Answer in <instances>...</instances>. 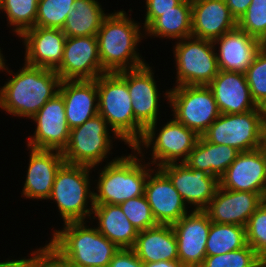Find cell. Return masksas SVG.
Segmentation results:
<instances>
[{"label": "cell", "instance_id": "obj_1", "mask_svg": "<svg viewBox=\"0 0 266 267\" xmlns=\"http://www.w3.org/2000/svg\"><path fill=\"white\" fill-rule=\"evenodd\" d=\"M9 77L0 86V110L10 116L30 120L45 103L59 93L60 76L55 70L34 67L22 63L13 71L7 65Z\"/></svg>", "mask_w": 266, "mask_h": 267}, {"label": "cell", "instance_id": "obj_2", "mask_svg": "<svg viewBox=\"0 0 266 267\" xmlns=\"http://www.w3.org/2000/svg\"><path fill=\"white\" fill-rule=\"evenodd\" d=\"M127 12L123 8L109 12L96 34L101 65L107 73L135 69L148 63L138 48L145 40L144 28L141 21L132 17V8Z\"/></svg>", "mask_w": 266, "mask_h": 267}, {"label": "cell", "instance_id": "obj_3", "mask_svg": "<svg viewBox=\"0 0 266 267\" xmlns=\"http://www.w3.org/2000/svg\"><path fill=\"white\" fill-rule=\"evenodd\" d=\"M130 149L131 153H123L116 160L100 165V169L93 167V176L97 178L93 177L94 204L119 205L144 195L147 177L154 167L133 147Z\"/></svg>", "mask_w": 266, "mask_h": 267}, {"label": "cell", "instance_id": "obj_4", "mask_svg": "<svg viewBox=\"0 0 266 267\" xmlns=\"http://www.w3.org/2000/svg\"><path fill=\"white\" fill-rule=\"evenodd\" d=\"M51 227L54 230L47 241L74 267H108L119 250L93 222H68L58 229Z\"/></svg>", "mask_w": 266, "mask_h": 267}, {"label": "cell", "instance_id": "obj_5", "mask_svg": "<svg viewBox=\"0 0 266 267\" xmlns=\"http://www.w3.org/2000/svg\"><path fill=\"white\" fill-rule=\"evenodd\" d=\"M93 168L64 162L56 173L51 194L63 223L90 221L94 208Z\"/></svg>", "mask_w": 266, "mask_h": 267}, {"label": "cell", "instance_id": "obj_6", "mask_svg": "<svg viewBox=\"0 0 266 267\" xmlns=\"http://www.w3.org/2000/svg\"><path fill=\"white\" fill-rule=\"evenodd\" d=\"M98 114L108 122L126 147H134L145 129L135 120L127 83L116 73H104L96 78Z\"/></svg>", "mask_w": 266, "mask_h": 267}, {"label": "cell", "instance_id": "obj_7", "mask_svg": "<svg viewBox=\"0 0 266 267\" xmlns=\"http://www.w3.org/2000/svg\"><path fill=\"white\" fill-rule=\"evenodd\" d=\"M166 121L161 124L158 120L148 126L141 140L133 147L154 168L184 163L200 137L173 117Z\"/></svg>", "mask_w": 266, "mask_h": 267}, {"label": "cell", "instance_id": "obj_8", "mask_svg": "<svg viewBox=\"0 0 266 267\" xmlns=\"http://www.w3.org/2000/svg\"><path fill=\"white\" fill-rule=\"evenodd\" d=\"M117 141L123 142L110 128L108 122L97 114L82 125L70 129L69 141L62 155L66 163L93 168L119 157V155L111 157L114 155L112 149L116 146L113 143Z\"/></svg>", "mask_w": 266, "mask_h": 267}, {"label": "cell", "instance_id": "obj_9", "mask_svg": "<svg viewBox=\"0 0 266 267\" xmlns=\"http://www.w3.org/2000/svg\"><path fill=\"white\" fill-rule=\"evenodd\" d=\"M172 43L177 86H208L219 67L213 41L188 37Z\"/></svg>", "mask_w": 266, "mask_h": 267}, {"label": "cell", "instance_id": "obj_10", "mask_svg": "<svg viewBox=\"0 0 266 267\" xmlns=\"http://www.w3.org/2000/svg\"><path fill=\"white\" fill-rule=\"evenodd\" d=\"M265 124L266 109L220 114L202 137L212 144L234 147L239 152L251 151L260 148Z\"/></svg>", "mask_w": 266, "mask_h": 267}, {"label": "cell", "instance_id": "obj_11", "mask_svg": "<svg viewBox=\"0 0 266 267\" xmlns=\"http://www.w3.org/2000/svg\"><path fill=\"white\" fill-rule=\"evenodd\" d=\"M153 69H155L154 66L146 63L135 69L116 72L127 83L134 118L144 129L158 120L163 121L160 119L162 117L160 109L165 101L169 104L170 89L160 90L162 88L158 85L161 83H157L160 82L157 78L159 76L157 74L155 76L156 71ZM162 97L163 99H161ZM161 102L163 105L160 104Z\"/></svg>", "mask_w": 266, "mask_h": 267}, {"label": "cell", "instance_id": "obj_12", "mask_svg": "<svg viewBox=\"0 0 266 267\" xmlns=\"http://www.w3.org/2000/svg\"><path fill=\"white\" fill-rule=\"evenodd\" d=\"M169 105V106H168ZM170 116L199 136L219 117L212 90L208 86H177L170 88Z\"/></svg>", "mask_w": 266, "mask_h": 267}, {"label": "cell", "instance_id": "obj_13", "mask_svg": "<svg viewBox=\"0 0 266 267\" xmlns=\"http://www.w3.org/2000/svg\"><path fill=\"white\" fill-rule=\"evenodd\" d=\"M30 120L35 124V130L25 138L26 147L63 152L69 141L70 128L66 121L65 104L60 93L49 99Z\"/></svg>", "mask_w": 266, "mask_h": 267}, {"label": "cell", "instance_id": "obj_14", "mask_svg": "<svg viewBox=\"0 0 266 267\" xmlns=\"http://www.w3.org/2000/svg\"><path fill=\"white\" fill-rule=\"evenodd\" d=\"M159 169L169 178L190 210H205L220 186L219 178L206 171L190 169L184 163L166 164Z\"/></svg>", "mask_w": 266, "mask_h": 267}, {"label": "cell", "instance_id": "obj_15", "mask_svg": "<svg viewBox=\"0 0 266 267\" xmlns=\"http://www.w3.org/2000/svg\"><path fill=\"white\" fill-rule=\"evenodd\" d=\"M55 72L61 80H95L107 73L101 65L96 35L66 37L63 59Z\"/></svg>", "mask_w": 266, "mask_h": 267}, {"label": "cell", "instance_id": "obj_16", "mask_svg": "<svg viewBox=\"0 0 266 267\" xmlns=\"http://www.w3.org/2000/svg\"><path fill=\"white\" fill-rule=\"evenodd\" d=\"M211 221L204 210H191L172 225L176 235L178 260L185 267H200L206 257Z\"/></svg>", "mask_w": 266, "mask_h": 267}, {"label": "cell", "instance_id": "obj_17", "mask_svg": "<svg viewBox=\"0 0 266 267\" xmlns=\"http://www.w3.org/2000/svg\"><path fill=\"white\" fill-rule=\"evenodd\" d=\"M18 40L24 47L21 52L25 64L50 70L60 66L66 40L62 29L35 26L25 30Z\"/></svg>", "mask_w": 266, "mask_h": 267}, {"label": "cell", "instance_id": "obj_18", "mask_svg": "<svg viewBox=\"0 0 266 267\" xmlns=\"http://www.w3.org/2000/svg\"><path fill=\"white\" fill-rule=\"evenodd\" d=\"M28 150V166L25 180L22 182L21 197L37 202L48 200L54 184L57 171L65 162L62 152L56 150H42L25 148Z\"/></svg>", "mask_w": 266, "mask_h": 267}, {"label": "cell", "instance_id": "obj_19", "mask_svg": "<svg viewBox=\"0 0 266 267\" xmlns=\"http://www.w3.org/2000/svg\"><path fill=\"white\" fill-rule=\"evenodd\" d=\"M144 196L158 224L173 225L191 211L172 182L159 168H154L149 173Z\"/></svg>", "mask_w": 266, "mask_h": 267}, {"label": "cell", "instance_id": "obj_20", "mask_svg": "<svg viewBox=\"0 0 266 267\" xmlns=\"http://www.w3.org/2000/svg\"><path fill=\"white\" fill-rule=\"evenodd\" d=\"M220 187L233 191H248L265 196L266 157L260 148L239 152L219 179Z\"/></svg>", "mask_w": 266, "mask_h": 267}, {"label": "cell", "instance_id": "obj_21", "mask_svg": "<svg viewBox=\"0 0 266 267\" xmlns=\"http://www.w3.org/2000/svg\"><path fill=\"white\" fill-rule=\"evenodd\" d=\"M263 196L248 191H233L219 186L204 210L211 222L246 226L251 215L262 204Z\"/></svg>", "mask_w": 266, "mask_h": 267}, {"label": "cell", "instance_id": "obj_22", "mask_svg": "<svg viewBox=\"0 0 266 267\" xmlns=\"http://www.w3.org/2000/svg\"><path fill=\"white\" fill-rule=\"evenodd\" d=\"M208 87L220 114H241L258 107L253 101L245 73L219 70Z\"/></svg>", "mask_w": 266, "mask_h": 267}, {"label": "cell", "instance_id": "obj_23", "mask_svg": "<svg viewBox=\"0 0 266 267\" xmlns=\"http://www.w3.org/2000/svg\"><path fill=\"white\" fill-rule=\"evenodd\" d=\"M219 70L245 73L263 43L238 27L213 41Z\"/></svg>", "mask_w": 266, "mask_h": 267}, {"label": "cell", "instance_id": "obj_24", "mask_svg": "<svg viewBox=\"0 0 266 267\" xmlns=\"http://www.w3.org/2000/svg\"><path fill=\"white\" fill-rule=\"evenodd\" d=\"M192 37L214 41L237 28V20L224 0H193Z\"/></svg>", "mask_w": 266, "mask_h": 267}, {"label": "cell", "instance_id": "obj_25", "mask_svg": "<svg viewBox=\"0 0 266 267\" xmlns=\"http://www.w3.org/2000/svg\"><path fill=\"white\" fill-rule=\"evenodd\" d=\"M59 93L64 100L66 121L70 129L98 114L96 79L62 80Z\"/></svg>", "mask_w": 266, "mask_h": 267}, {"label": "cell", "instance_id": "obj_26", "mask_svg": "<svg viewBox=\"0 0 266 267\" xmlns=\"http://www.w3.org/2000/svg\"><path fill=\"white\" fill-rule=\"evenodd\" d=\"M96 221V224H95ZM90 222L119 249H132L138 230L118 204H94Z\"/></svg>", "mask_w": 266, "mask_h": 267}, {"label": "cell", "instance_id": "obj_27", "mask_svg": "<svg viewBox=\"0 0 266 267\" xmlns=\"http://www.w3.org/2000/svg\"><path fill=\"white\" fill-rule=\"evenodd\" d=\"M132 250L143 263L178 260L176 235L172 225L158 224L139 231Z\"/></svg>", "mask_w": 266, "mask_h": 267}, {"label": "cell", "instance_id": "obj_28", "mask_svg": "<svg viewBox=\"0 0 266 267\" xmlns=\"http://www.w3.org/2000/svg\"><path fill=\"white\" fill-rule=\"evenodd\" d=\"M238 154L234 147L212 144L200 136L184 164L220 179Z\"/></svg>", "mask_w": 266, "mask_h": 267}, {"label": "cell", "instance_id": "obj_29", "mask_svg": "<svg viewBox=\"0 0 266 267\" xmlns=\"http://www.w3.org/2000/svg\"><path fill=\"white\" fill-rule=\"evenodd\" d=\"M145 39L150 37L171 39L172 41L182 40L191 37L192 34V6L191 1L183 0L172 10L163 12L145 30ZM148 36V37H147Z\"/></svg>", "mask_w": 266, "mask_h": 267}, {"label": "cell", "instance_id": "obj_30", "mask_svg": "<svg viewBox=\"0 0 266 267\" xmlns=\"http://www.w3.org/2000/svg\"><path fill=\"white\" fill-rule=\"evenodd\" d=\"M108 14L100 0H75L62 31L66 37L96 35Z\"/></svg>", "mask_w": 266, "mask_h": 267}, {"label": "cell", "instance_id": "obj_31", "mask_svg": "<svg viewBox=\"0 0 266 267\" xmlns=\"http://www.w3.org/2000/svg\"><path fill=\"white\" fill-rule=\"evenodd\" d=\"M246 245V228L244 226L211 222L206 242V256L225 254Z\"/></svg>", "mask_w": 266, "mask_h": 267}, {"label": "cell", "instance_id": "obj_32", "mask_svg": "<svg viewBox=\"0 0 266 267\" xmlns=\"http://www.w3.org/2000/svg\"><path fill=\"white\" fill-rule=\"evenodd\" d=\"M39 0H0V14L6 16L9 33L19 37L25 30L35 27Z\"/></svg>", "mask_w": 266, "mask_h": 267}, {"label": "cell", "instance_id": "obj_33", "mask_svg": "<svg viewBox=\"0 0 266 267\" xmlns=\"http://www.w3.org/2000/svg\"><path fill=\"white\" fill-rule=\"evenodd\" d=\"M74 2L75 0H39L35 26L62 29Z\"/></svg>", "mask_w": 266, "mask_h": 267}, {"label": "cell", "instance_id": "obj_34", "mask_svg": "<svg viewBox=\"0 0 266 267\" xmlns=\"http://www.w3.org/2000/svg\"><path fill=\"white\" fill-rule=\"evenodd\" d=\"M245 76L253 101L266 109V47L262 46L257 52Z\"/></svg>", "mask_w": 266, "mask_h": 267}, {"label": "cell", "instance_id": "obj_35", "mask_svg": "<svg viewBox=\"0 0 266 267\" xmlns=\"http://www.w3.org/2000/svg\"><path fill=\"white\" fill-rule=\"evenodd\" d=\"M237 27L264 43L266 41V0H252L247 11L238 19Z\"/></svg>", "mask_w": 266, "mask_h": 267}, {"label": "cell", "instance_id": "obj_36", "mask_svg": "<svg viewBox=\"0 0 266 267\" xmlns=\"http://www.w3.org/2000/svg\"><path fill=\"white\" fill-rule=\"evenodd\" d=\"M261 257L250 246L221 255L206 256L200 267H252Z\"/></svg>", "mask_w": 266, "mask_h": 267}, {"label": "cell", "instance_id": "obj_37", "mask_svg": "<svg viewBox=\"0 0 266 267\" xmlns=\"http://www.w3.org/2000/svg\"><path fill=\"white\" fill-rule=\"evenodd\" d=\"M119 205L138 232L158 225L144 195L126 200Z\"/></svg>", "mask_w": 266, "mask_h": 267}, {"label": "cell", "instance_id": "obj_38", "mask_svg": "<svg viewBox=\"0 0 266 267\" xmlns=\"http://www.w3.org/2000/svg\"><path fill=\"white\" fill-rule=\"evenodd\" d=\"M245 228L247 244L261 258H266V204L264 202L251 215Z\"/></svg>", "mask_w": 266, "mask_h": 267}, {"label": "cell", "instance_id": "obj_39", "mask_svg": "<svg viewBox=\"0 0 266 267\" xmlns=\"http://www.w3.org/2000/svg\"><path fill=\"white\" fill-rule=\"evenodd\" d=\"M31 251L29 254L30 267H74L47 240L45 245Z\"/></svg>", "mask_w": 266, "mask_h": 267}, {"label": "cell", "instance_id": "obj_40", "mask_svg": "<svg viewBox=\"0 0 266 267\" xmlns=\"http://www.w3.org/2000/svg\"><path fill=\"white\" fill-rule=\"evenodd\" d=\"M183 0H144L145 2V13L143 15V20L140 19L141 24H143L144 30L163 12L172 10V7L178 6ZM144 22V23H143Z\"/></svg>", "mask_w": 266, "mask_h": 267}, {"label": "cell", "instance_id": "obj_41", "mask_svg": "<svg viewBox=\"0 0 266 267\" xmlns=\"http://www.w3.org/2000/svg\"><path fill=\"white\" fill-rule=\"evenodd\" d=\"M108 267H143V262L132 249H119Z\"/></svg>", "mask_w": 266, "mask_h": 267}, {"label": "cell", "instance_id": "obj_42", "mask_svg": "<svg viewBox=\"0 0 266 267\" xmlns=\"http://www.w3.org/2000/svg\"><path fill=\"white\" fill-rule=\"evenodd\" d=\"M231 14L238 19L247 11L252 0H224Z\"/></svg>", "mask_w": 266, "mask_h": 267}, {"label": "cell", "instance_id": "obj_43", "mask_svg": "<svg viewBox=\"0 0 266 267\" xmlns=\"http://www.w3.org/2000/svg\"><path fill=\"white\" fill-rule=\"evenodd\" d=\"M14 258V256H9V258L0 260V267H30L29 253L27 256H22L21 258L18 257L16 259Z\"/></svg>", "mask_w": 266, "mask_h": 267}, {"label": "cell", "instance_id": "obj_44", "mask_svg": "<svg viewBox=\"0 0 266 267\" xmlns=\"http://www.w3.org/2000/svg\"><path fill=\"white\" fill-rule=\"evenodd\" d=\"M143 267H185L179 260L143 263Z\"/></svg>", "mask_w": 266, "mask_h": 267}, {"label": "cell", "instance_id": "obj_45", "mask_svg": "<svg viewBox=\"0 0 266 267\" xmlns=\"http://www.w3.org/2000/svg\"><path fill=\"white\" fill-rule=\"evenodd\" d=\"M3 49L4 48L0 47V74L5 72L7 65H10L9 63H7L5 55H3Z\"/></svg>", "mask_w": 266, "mask_h": 267}, {"label": "cell", "instance_id": "obj_46", "mask_svg": "<svg viewBox=\"0 0 266 267\" xmlns=\"http://www.w3.org/2000/svg\"><path fill=\"white\" fill-rule=\"evenodd\" d=\"M260 149L262 150L263 154L266 157V124L262 130L261 134V144H260Z\"/></svg>", "mask_w": 266, "mask_h": 267}, {"label": "cell", "instance_id": "obj_47", "mask_svg": "<svg viewBox=\"0 0 266 267\" xmlns=\"http://www.w3.org/2000/svg\"><path fill=\"white\" fill-rule=\"evenodd\" d=\"M252 267H266V258H260Z\"/></svg>", "mask_w": 266, "mask_h": 267}, {"label": "cell", "instance_id": "obj_48", "mask_svg": "<svg viewBox=\"0 0 266 267\" xmlns=\"http://www.w3.org/2000/svg\"><path fill=\"white\" fill-rule=\"evenodd\" d=\"M263 202L266 204V195L263 197Z\"/></svg>", "mask_w": 266, "mask_h": 267}]
</instances>
